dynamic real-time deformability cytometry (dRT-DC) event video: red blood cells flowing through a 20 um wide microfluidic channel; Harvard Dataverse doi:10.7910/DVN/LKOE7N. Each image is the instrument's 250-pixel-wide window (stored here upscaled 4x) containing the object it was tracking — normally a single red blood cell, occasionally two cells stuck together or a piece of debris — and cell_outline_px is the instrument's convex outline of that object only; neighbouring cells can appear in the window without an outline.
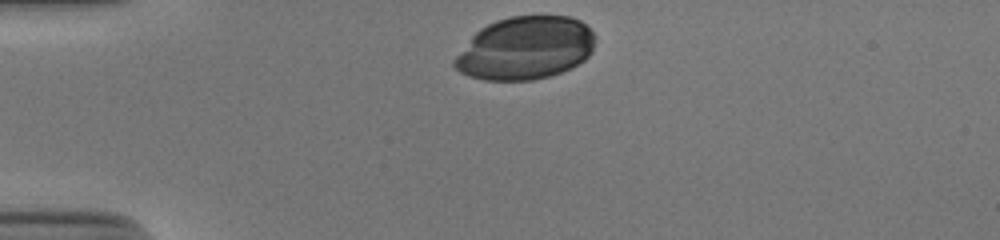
{"species": "human", "species_latin": "Homo sapiens", "temperature_condition": "cold", "stored_images_in_passage": 32, "camera_frame_rate_fps": 3000, "um_per_image_px": 0.085, "donor": {"sex": "male"}, "frame": {"image": 1, "passage_image": 1, "time_ms": 0.0, "image_size_px": [1000, 240], "cell_outline_px": [[596, 36], [592, 52], [584, 60], [560, 72], [548, 76], [532, 80], [484, 80], [468, 76], [460, 72], [452, 64], [452, 60], [472, 36], [480, 28], [496, 20], [512, 16], [568, 16], [580, 20]], "centroid_in_image_um": [44.63, 4.09], "position_along_channel_um": 40.4, "area_um2": 51.44}}
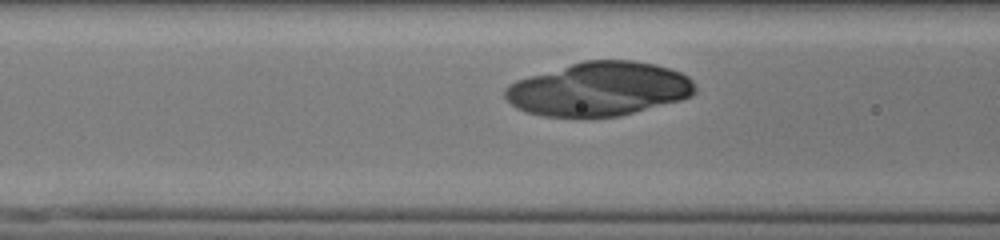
{"frame": {"image": 2, "passage_image": 10, "time_ms": 3.0, "image_size_px": [1000, 240], "cell_outline_px": [[696, 92], [692, 96], [680, 100], [620, 116], [588, 120], [544, 116], [524, 112], [516, 108], [504, 96], [504, 88], [508, 84], [516, 80], [528, 76], [584, 60], [632, 60], [656, 64], [680, 72], [688, 76], [692, 80], [696, 88]], "centroid_in_image_um": [50.89, 7.6], "position_along_channel_um": 115.7, "area_um2": 60.69}}
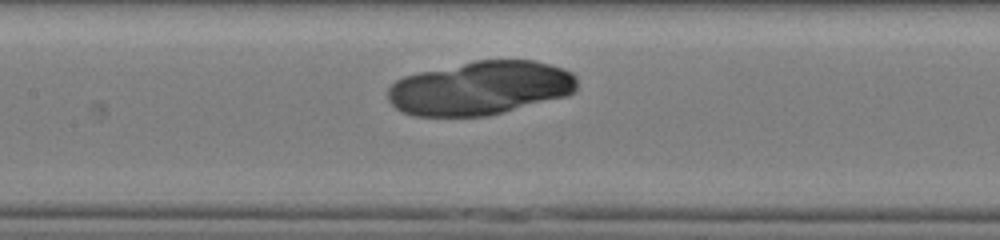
{"frame": {"image": 3, "passage_image": 14, "time_ms": 4.333, "image_size_px": [1000, 240], "cell_outline_px": [[576, 88], [568, 96], [488, 116], [416, 116], [400, 112], [388, 100], [388, 88], [396, 80], [404, 76], [420, 72], [476, 60], [532, 60], [548, 64], [572, 72], [576, 76]], "centroid_in_image_um": [40.82, 7.5], "position_along_channel_um": 166.6, "area_um2": 59.3}}